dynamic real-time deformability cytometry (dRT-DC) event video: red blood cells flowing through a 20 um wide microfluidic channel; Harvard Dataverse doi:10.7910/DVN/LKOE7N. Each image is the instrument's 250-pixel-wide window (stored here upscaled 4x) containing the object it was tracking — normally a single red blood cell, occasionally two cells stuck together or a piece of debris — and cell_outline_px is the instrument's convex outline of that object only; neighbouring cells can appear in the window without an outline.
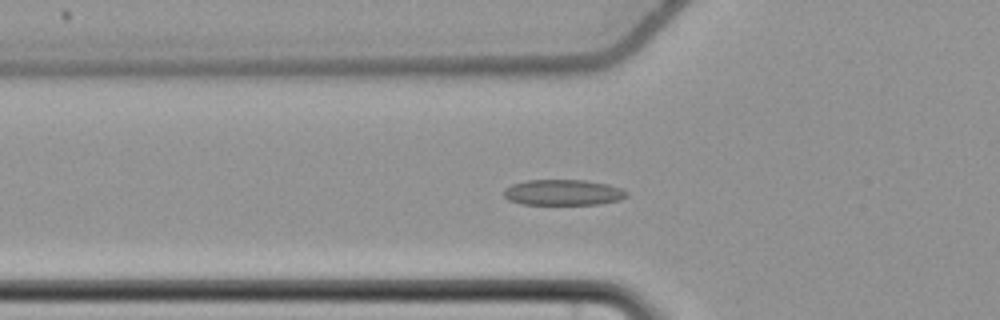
{"species": "common noctule bat (a hibernating species)", "species_latin": "Nyctalus noctula", "temperature_condition": "cold", "stored_images_in_passage": 51, "camera_frame_rate_fps": 3000, "um_per_image_px": 0.085, "animal": {"sex": "female", "body_mass_g": 22.7, "forearm_length_mm": 54.2}, "frame": {"image": 1, "passage_image": 13, "time_ms": 4.0, "image_size_px": [1000, 320], "cell_outline_px": [[628, 196], [620, 200], [600, 204], [524, 204], [508, 200], [504, 196], [504, 188], [512, 184], [528, 180], [584, 180], [608, 184], [620, 188], [628, 192]], "centroid_in_image_um": [47.88, 16.36], "position_along_channel_um": 77.9, "area_um2": 18.44}}
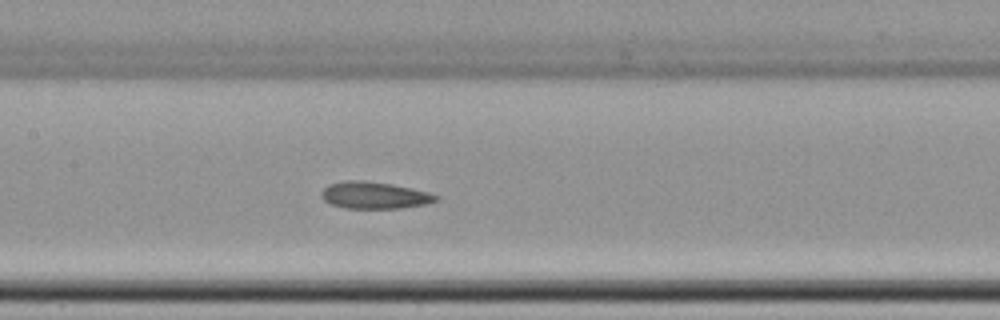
{"frame": {"image": 2, "passage_image": 21, "time_ms": 6.667, "image_size_px": [1000, 320], "cell_outline_px": [[440, 200], [428, 204], [400, 208], [344, 208], [332, 204], [324, 200], [320, 196], [320, 192], [328, 184], [344, 180], [364, 180], [392, 184], [412, 188], [428, 192], [440, 196]], "centroid_in_image_um": [31.84, 16.59], "position_along_channel_um": 175.6, "area_um2": 18.21}}
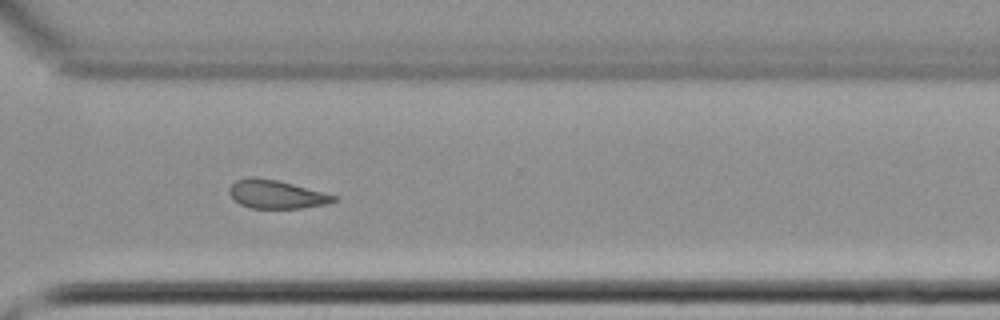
{"frame": {"image": 3, "passage_image": 35, "time_ms": 11.333, "image_size_px": [1000, 320], "cell_outline_px": [[340, 200], [324, 204], [300, 208], [252, 208], [240, 204], [232, 200], [228, 192], [228, 188], [236, 180], [248, 176], [256, 176], [276, 180], [340, 196]], "centroid_in_image_um": [23.47, 16.51], "position_along_channel_um": 347.1, "area_um2": 17.51}, "authors_computed_cell_mechanics": {"area_um2": 18.1492, "velocity_mm_per_s": 3.6675, "shape_relaxation_time_tau1_ms": null, "shape_relaxation_time_tau2_ms": 3.5581, "deformation_change_tau1": null, "deformation_change_tau2": 0.0961}}